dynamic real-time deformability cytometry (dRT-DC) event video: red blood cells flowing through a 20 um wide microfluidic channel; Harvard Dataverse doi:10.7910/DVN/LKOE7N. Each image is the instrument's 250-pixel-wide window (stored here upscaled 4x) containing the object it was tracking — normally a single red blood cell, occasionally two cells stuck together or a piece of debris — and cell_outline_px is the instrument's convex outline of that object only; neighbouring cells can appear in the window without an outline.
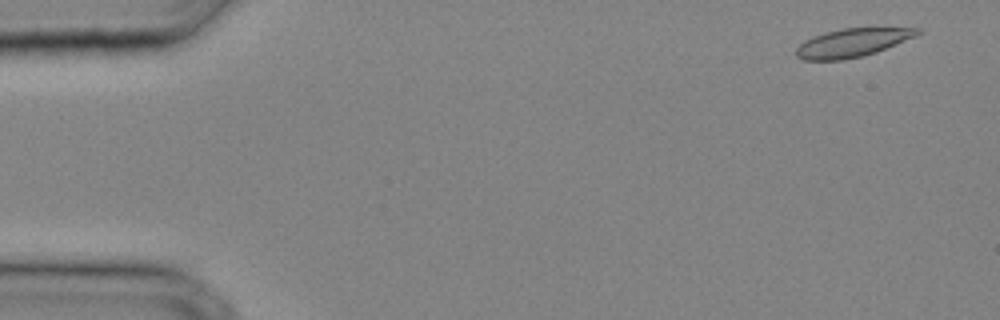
{"species": "common noctule bat (a hibernating species)", "species_latin": "Nyctalus noctula", "temperature_condition": "cold", "stored_images_in_passage": 30, "camera_frame_rate_fps": 3000, "um_per_image_px": 0.085, "animal": {"sex": "male", "body_mass_g": 20.4}, "frame": {"image": 1, "passage_image": 1, "time_ms": 0.0, "image_size_px": [1000, 320], "cell_outline_px": [[924, 32], [916, 36], [876, 52], [844, 60], [804, 60], [796, 56], [796, 48], [804, 40], [812, 36], [824, 32], [844, 28], [920, 28]], "centroid_in_image_um": [72.43, 3.63], "position_along_channel_um": 12.6, "area_um2": 20.06}}
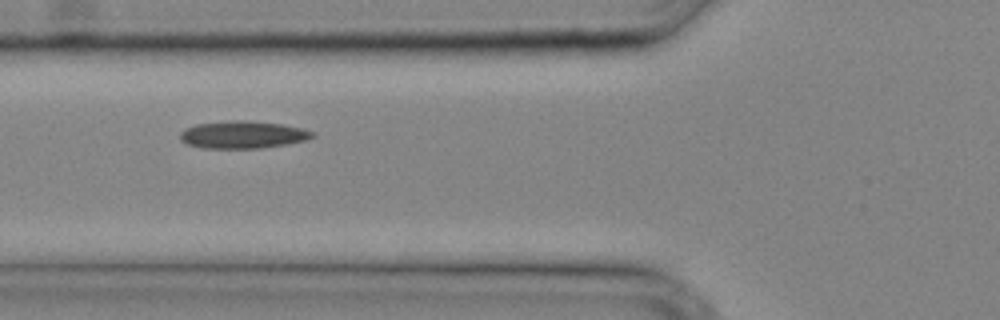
{"frame": {"image": 2, "passage_image": 12, "time_ms": 3.667, "image_size_px": [1000, 320], "cell_outline_px": [[316, 136], [304, 140], [284, 144], [260, 148], [204, 148], [188, 144], [180, 140], [180, 132], [184, 128], [196, 124], [232, 120], [248, 120], [280, 124], [300, 128], [316, 132]], "centroid_in_image_um": [20.61, 11.44], "position_along_channel_um": 105.2, "area_um2": 21.04}}
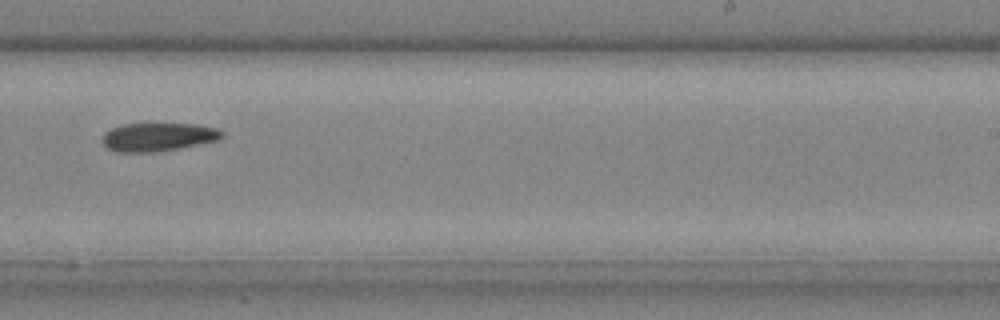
{"frame": {"image": 3, "passage_image": 21, "time_ms": 6.667, "image_size_px": [1000, 320], "cell_outline_px": [[224, 136], [220, 140], [160, 152], [116, 152], [108, 148], [104, 144], [104, 132], [120, 124], [192, 124], [216, 128], [224, 132]], "centroid_in_image_um": [13.47, 11.65], "position_along_channel_um": 275.5, "area_um2": 19.83}}